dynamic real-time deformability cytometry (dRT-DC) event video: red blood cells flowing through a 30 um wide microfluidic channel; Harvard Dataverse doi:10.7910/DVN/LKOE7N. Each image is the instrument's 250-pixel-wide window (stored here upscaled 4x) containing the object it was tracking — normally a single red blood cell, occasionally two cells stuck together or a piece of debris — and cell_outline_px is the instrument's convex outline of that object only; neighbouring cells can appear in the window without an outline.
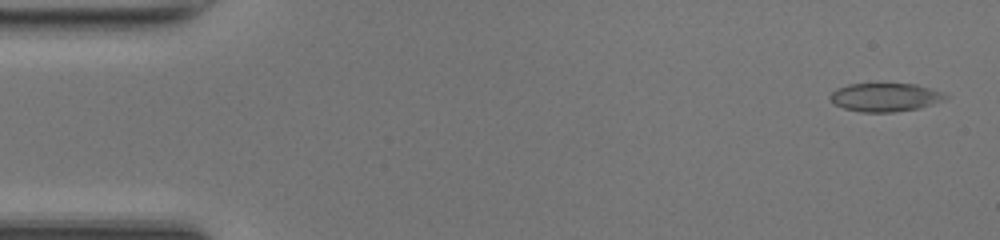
{"species": "common noctule bat (a hibernating species)", "species_latin": "Nyctalus noctula", "temperature_condition": "room temperature", "stored_images_in_passage": 15, "camera_frame_rate_fps": 3000, "um_per_image_px": 0.085, "animal": {"sex": "female", "body_mass_g": 17.0, "forearm_length_mm": 48.0}, "frame": {"image": 1, "passage_image": 2, "time_ms": 0.333, "image_size_px": [1000, 240], "cell_outline_px": [[948, 96], [944, 100], [920, 108], [892, 112], [860, 112], [844, 108], [832, 104], [828, 96], [836, 88], [848, 84], [916, 84], [940, 92]], "centroid_in_image_um": [75.17, 8.27], "position_along_channel_um": 9.8, "area_um2": 19.07}}